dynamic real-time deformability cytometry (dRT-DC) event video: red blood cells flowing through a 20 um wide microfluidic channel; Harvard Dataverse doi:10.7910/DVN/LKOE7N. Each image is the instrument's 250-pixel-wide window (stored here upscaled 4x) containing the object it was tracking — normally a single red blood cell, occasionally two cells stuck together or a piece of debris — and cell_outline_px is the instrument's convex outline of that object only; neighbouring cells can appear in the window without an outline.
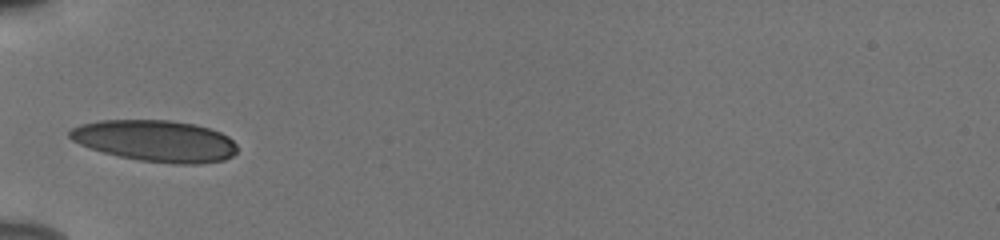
{"species": "human", "species_latin": "Homo sapiens", "temperature_condition": "cold", "stored_images_in_passage": 35, "camera_frame_rate_fps": 3000, "um_per_image_px": 0.085, "donor": {"sex": "male"}, "frame": {"image": 1, "passage_image": 1, "time_ms": 0.0, "image_size_px": [1000, 240], "cell_outline_px": [[236, 152], [232, 156], [224, 160], [200, 164], [176, 164], [140, 160], [120, 156], [104, 152], [80, 144], [72, 140], [68, 136], [68, 132], [72, 128], [80, 124], [100, 120], [172, 120], [196, 124], [220, 132], [228, 136], [236, 144]], "centroid_in_image_um": [13.23, 11.97], "position_along_channel_um": 71.8, "area_um2": 40.46}}
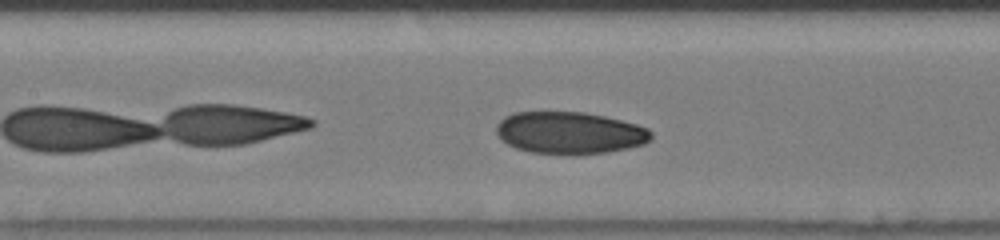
{"frame": {"image": 2, "passage_image": 8, "time_ms": 2.333, "image_size_px": [1000, 240], "cell_outline_px": [[652, 140], [644, 144], [628, 148], [608, 152], [532, 152], [516, 148], [500, 140], [496, 136], [496, 124], [504, 116], [512, 112], [584, 112], [604, 116], [636, 124], [648, 128], [652, 132]], "centroid_in_image_um": [48.4, 11.25], "position_along_channel_um": 159.0, "area_um2": 37.51}}
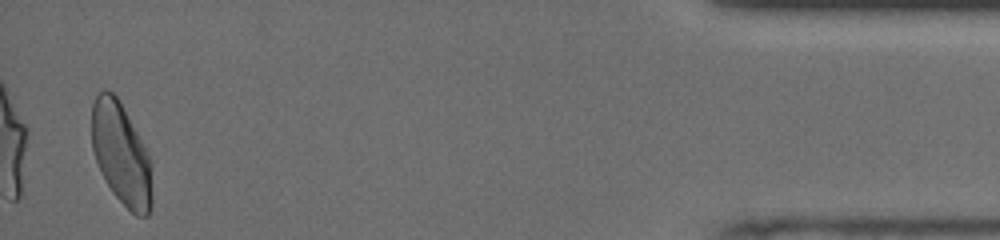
{"frame": {"image": 3, "passage_image": 34, "time_ms": 11.0, "image_size_px": [1000, 240], "cell_outline_px": [[152, 208], [148, 216], [136, 216], [112, 192], [104, 180], [96, 160], [92, 148], [92, 104], [96, 96], [100, 92], [112, 92], [116, 96], [148, 152], [152, 160]], "centroid_in_image_um": [10.33, 13.16], "position_along_channel_um": 424.9, "area_um2": 35.78}, "authors_computed_cell_mechanics": {"area_um2": 36.9342, "velocity_mm_per_s": 3.8372, "shape_relaxation_time_tau1_ms": 3.9558, "shape_relaxation_time_tau2_ms": 1.8613, "deformation_change_tau1": 0.124, "deformation_change_tau2": 0.0615}}